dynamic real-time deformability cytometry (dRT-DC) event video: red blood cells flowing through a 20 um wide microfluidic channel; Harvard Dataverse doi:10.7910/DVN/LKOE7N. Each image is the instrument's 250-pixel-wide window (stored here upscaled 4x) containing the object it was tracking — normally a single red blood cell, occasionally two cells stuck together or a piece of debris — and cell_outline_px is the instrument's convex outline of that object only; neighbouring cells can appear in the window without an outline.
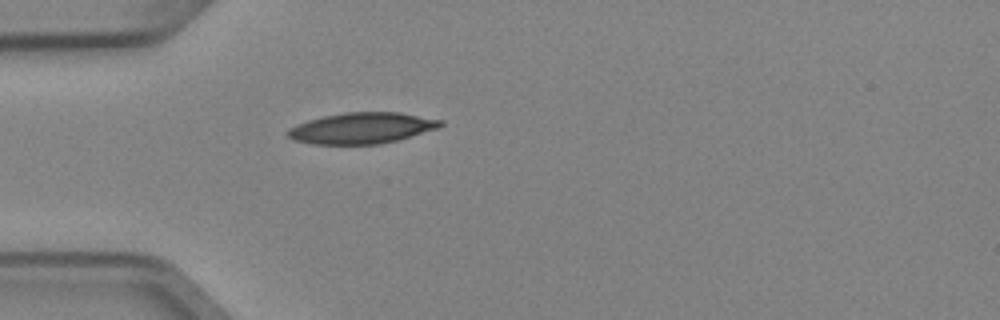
{"species": "Egyptian fruit bat (a non-hibernating species)", "species_latin": "Rousettus aegyptiacus", "temperature_condition": "cold", "stored_images_in_passage": 3, "camera_frame_rate_fps": 3000, "um_per_image_px": 0.085, "animal": {"sex": "female"}, "frame": {"image": 1, "passage_image": 3, "time_ms": 0.667, "image_size_px": [1000, 320], "cell_outline_px": [[444, 124], [440, 128], [396, 140], [380, 144], [312, 144], [292, 140], [288, 136], [288, 128], [296, 124], [308, 120], [324, 116], [344, 112], [400, 112], [444, 120]], "centroid_in_image_um": [30.77, 10.88], "position_along_channel_um": 54.2, "area_um2": 27.74}}